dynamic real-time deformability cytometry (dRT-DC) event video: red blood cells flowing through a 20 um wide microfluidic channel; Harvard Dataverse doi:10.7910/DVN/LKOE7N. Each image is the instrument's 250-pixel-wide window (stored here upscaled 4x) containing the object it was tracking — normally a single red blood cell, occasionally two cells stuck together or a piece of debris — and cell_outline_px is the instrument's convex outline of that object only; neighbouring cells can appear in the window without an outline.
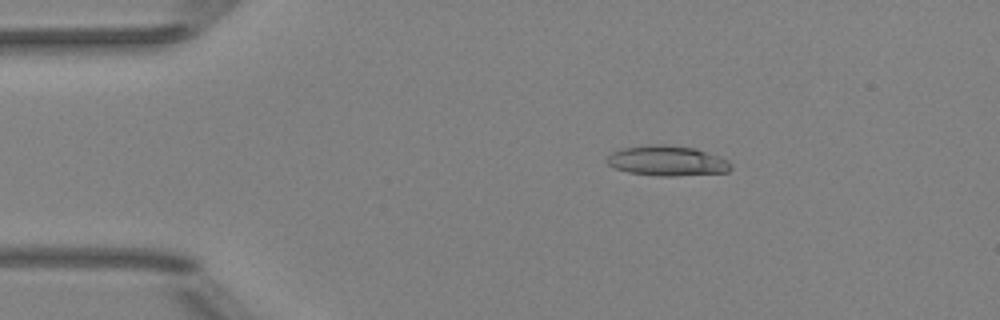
{"species": "Egyptian fruit bat (a non-hibernating species)", "species_latin": "Rousettus aegyptiacus", "temperature_condition": "room temperature", "stored_images_in_passage": 43, "camera_frame_rate_fps": 3000, "um_per_image_px": 0.085, "animal": {"sex": "female"}, "frame": {"image": 1, "passage_image": 1, "time_ms": 0.0, "image_size_px": [1000, 320], "cell_outline_px": [[732, 168], [728, 172], [676, 176], [660, 176], [628, 172], [616, 168], [608, 164], [604, 160], [612, 152], [624, 148], [652, 144], [664, 144], [696, 148], [720, 156], [728, 160], [732, 164]], "centroid_in_image_um": [56.74, 13.66], "position_along_channel_um": 28.3, "area_um2": 21.91}}
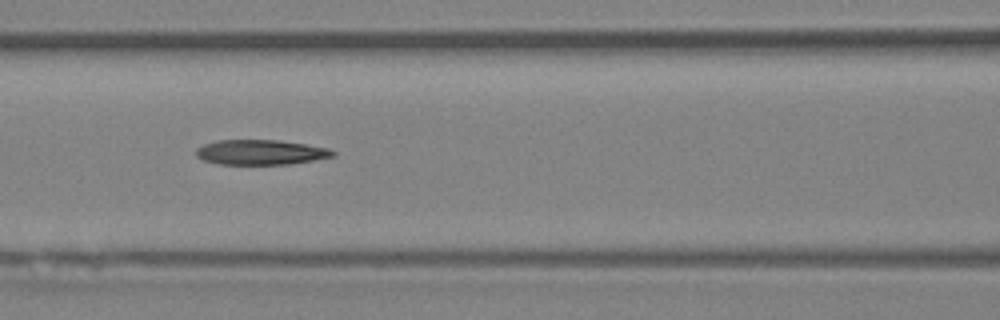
{"frame": {"image": 2, "passage_image": 14, "time_ms": 4.333, "image_size_px": [1000, 320], "cell_outline_px": [[336, 156], [288, 164], [216, 164], [204, 160], [196, 156], [196, 148], [204, 144], [216, 140], [280, 140], [328, 148], [336, 152]], "centroid_in_image_um": [22.14, 12.94], "position_along_channel_um": 144.5, "area_um2": 19.88}}
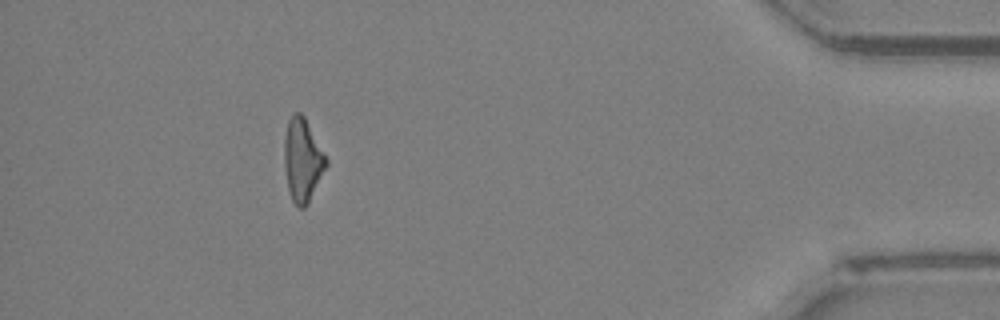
{"frame": {"image": 3, "passage_image": 38, "time_ms": 12.333, "image_size_px": [1000, 320], "cell_outline_px": [[328, 164], [308, 204], [304, 208], [300, 208], [292, 200], [288, 188], [284, 164], [284, 136], [288, 120], [296, 112], [300, 112], [304, 116], [324, 152], [328, 160]], "centroid_in_image_um": [25.72, 13.6], "position_along_channel_um": 409.5, "area_um2": 20.23}, "authors_computed_cell_mechanics": {"area_um2": 20.519, "velocity_mm_per_s": 4.0283, "shape_relaxation_time_tau1_ms": null, "shape_relaxation_time_tau2_ms": 8.6617, "deformation_change_tau1": null, "deformation_change_tau2": 0.2622}}